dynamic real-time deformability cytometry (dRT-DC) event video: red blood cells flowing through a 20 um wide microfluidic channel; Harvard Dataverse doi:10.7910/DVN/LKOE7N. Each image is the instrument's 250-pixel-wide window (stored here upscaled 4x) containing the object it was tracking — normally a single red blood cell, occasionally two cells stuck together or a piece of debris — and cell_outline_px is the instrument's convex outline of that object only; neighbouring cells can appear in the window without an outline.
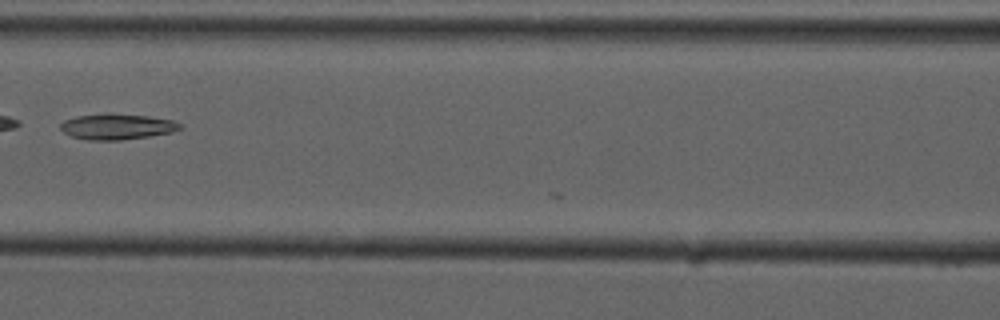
{"species": "common noctule bat (a hibernating species)", "species_latin": "Nyctalus noctula", "temperature_condition": "cold", "stored_images_in_passage": 5, "camera_frame_rate_fps": 3000, "um_per_image_px": 0.085, "animal": {"sex": "male", "forearm_length_mm": 52.5}, "frame": {"image": 1, "passage_image": 4, "time_ms": 3.333, "image_size_px": [1000, 320], "cell_outline_px": [[180, 128], [172, 132], [148, 136], [120, 140], [88, 140], [72, 136], [64, 132], [60, 128], [60, 124], [64, 120], [76, 116], [104, 112], [108, 112], [148, 116], [172, 120], [180, 124]], "centroid_in_image_um": [9.89, 10.74], "position_along_channel_um": 156.7, "area_um2": 17.98}}